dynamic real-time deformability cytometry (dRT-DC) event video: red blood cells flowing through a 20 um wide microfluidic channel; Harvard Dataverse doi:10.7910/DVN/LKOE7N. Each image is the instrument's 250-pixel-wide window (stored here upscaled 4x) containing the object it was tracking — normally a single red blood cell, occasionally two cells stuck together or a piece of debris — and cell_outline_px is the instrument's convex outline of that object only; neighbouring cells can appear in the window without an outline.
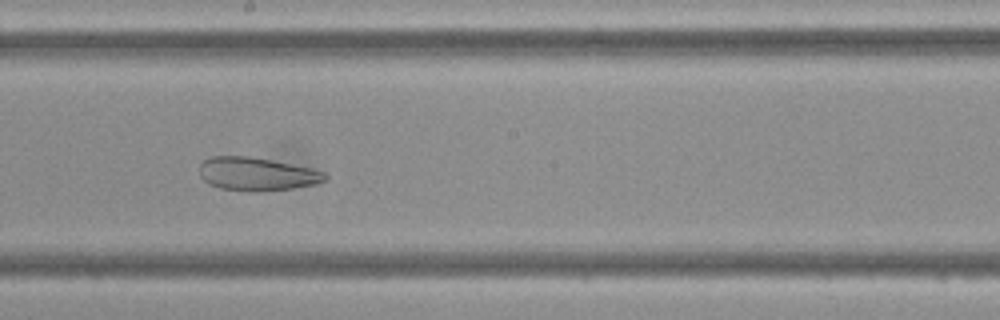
{"species": "Egyptian fruit bat (a non-hibernating species)", "species_latin": "Rousettus aegyptiacus", "temperature_condition": "cold", "stored_images_in_passage": 46, "camera_frame_rate_fps": 3000, "um_per_image_px": 0.085, "frame": {"image": 1, "passage_image": 25, "time_ms": 8.0, "image_size_px": [1000, 320], "cell_outline_px": [[328, 180], [316, 184], [292, 188], [256, 192], [252, 192], [220, 188], [208, 184], [200, 176], [200, 164], [204, 160], [212, 156], [248, 156], [272, 160], [312, 168], [324, 172], [328, 176]], "centroid_in_image_um": [21.85, 14.79], "position_along_channel_um": 226.4, "area_um2": 24.51}}
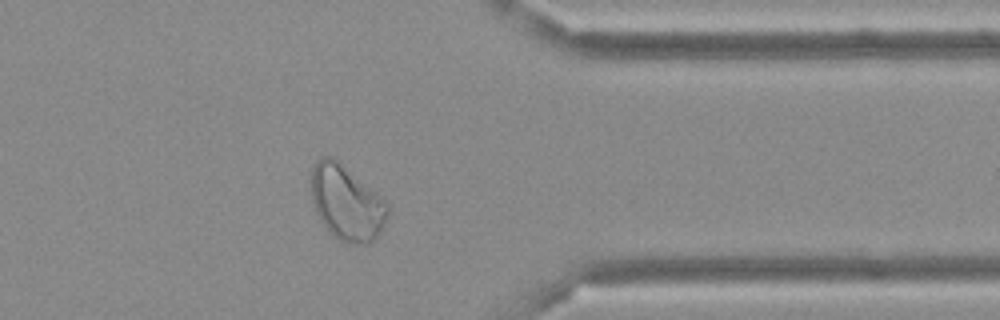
{"frame": {"image": 2, "passage_image": 37, "time_ms": 12.0, "image_size_px": [1000, 320], "cell_outline_px": [[388, 212], [384, 224], [380, 232], [368, 244], [352, 244], [340, 240], [328, 232], [320, 220], [316, 212], [312, 200], [308, 184], [312, 168], [316, 160], [320, 156], [332, 156], [376, 192], [388, 204]], "centroid_in_image_um": [29.4, 17.22], "position_along_channel_um": 382.0, "area_um2": 33.58}}
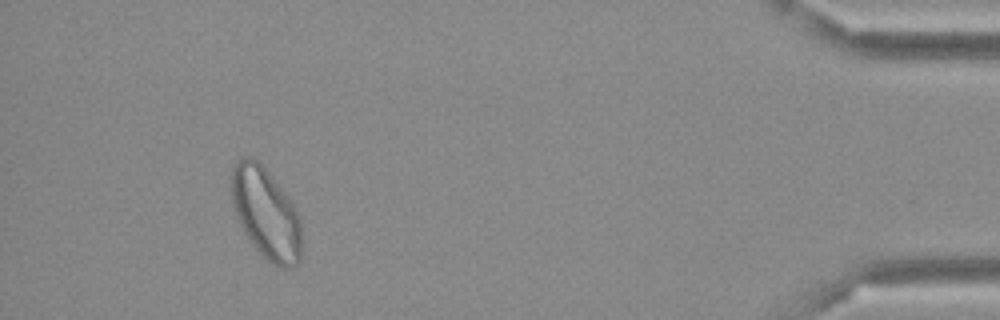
{"frame": {"image": 3, "passage_image": 43, "time_ms": 14.0, "image_size_px": [1000, 320], "cell_outline_px": [[300, 260], [292, 268], [280, 268], [272, 264], [256, 248], [244, 232], [240, 224], [232, 204], [228, 180], [232, 168], [236, 160], [244, 156], [252, 156], [268, 172], [292, 200], [300, 216]], "centroid_in_image_um": [22.57, 18.09], "position_along_channel_um": 412.6, "area_um2": 37.63}}